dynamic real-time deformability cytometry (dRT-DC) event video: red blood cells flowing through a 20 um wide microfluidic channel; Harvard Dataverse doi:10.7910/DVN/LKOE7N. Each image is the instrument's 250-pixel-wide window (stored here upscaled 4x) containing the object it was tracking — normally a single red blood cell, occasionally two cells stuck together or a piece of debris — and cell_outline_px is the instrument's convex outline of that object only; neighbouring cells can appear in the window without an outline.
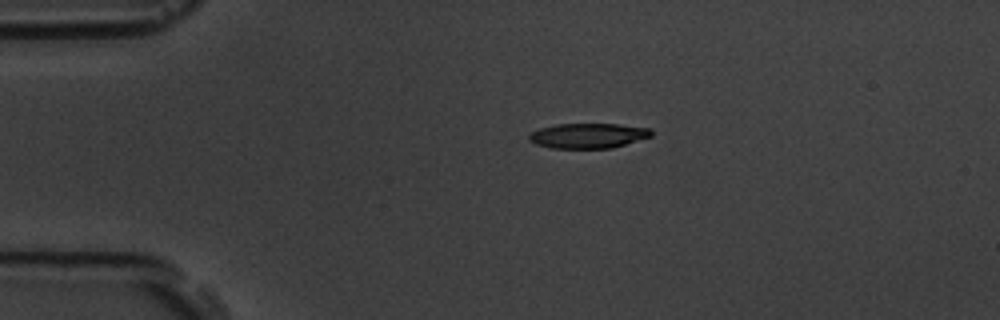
{"species": "common noctule bat (a hibernating species)", "species_latin": "Nyctalus noctula", "temperature_condition": "room temperature", "stored_images_in_passage": 43, "camera_frame_rate_fps": 3000, "um_per_image_px": 0.085, "animal": {"sex": "male", "body_mass_g": 19.5, "forearm_length_mm": 54.6}, "frame": {"image": 1, "passage_image": 1, "time_ms": 0.0, "image_size_px": [1000, 320], "cell_outline_px": [[652, 136], [612, 148], [552, 148], [536, 144], [528, 140], [528, 136], [532, 132], [540, 128], [556, 124], [620, 124], [652, 128]], "centroid_in_image_um": [50.01, 11.53], "position_along_channel_um": 35.0, "area_um2": 17.86}}
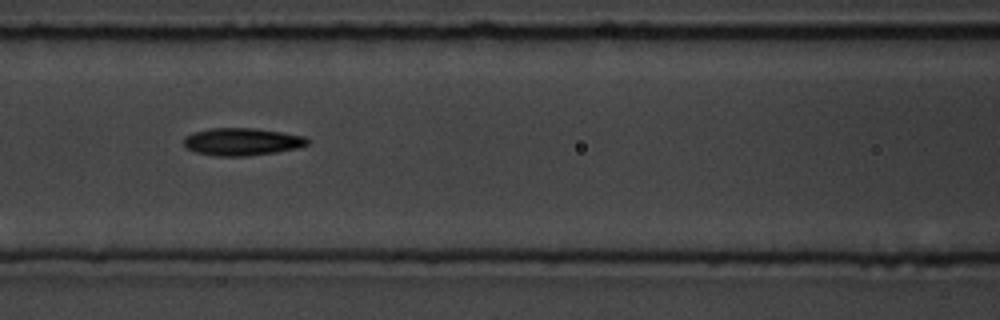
{"frame": {"image": 2, "passage_image": 13, "time_ms": 4.0, "image_size_px": [1000, 320], "cell_outline_px": [[308, 144], [300, 148], [276, 152], [248, 156], [216, 156], [196, 152], [184, 148], [184, 136], [192, 132], [208, 128], [256, 128], [304, 136], [308, 140]], "centroid_in_image_um": [20.53, 12.04], "position_along_channel_um": 146.1, "area_um2": 20.0}}
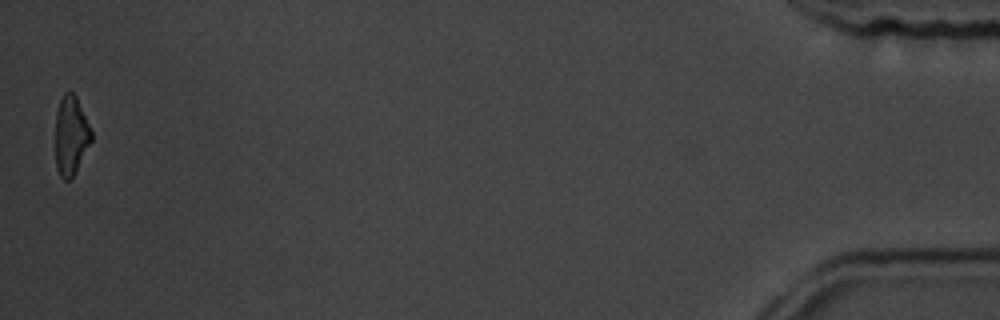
{"frame": {"image": 3, "passage_image": 43, "time_ms": 14.0, "image_size_px": [1000, 320], "cell_outline_px": [[92, 140], [72, 176], [68, 180], [64, 180], [60, 176], [56, 168], [56, 112], [60, 100], [64, 92], [72, 92], [76, 96], [92, 128]], "centroid_in_image_um": [6.03, 11.48], "position_along_channel_um": 429.2, "area_um2": 16.47}, "authors_computed_cell_mechanics": {"area_um2": 19.074, "velocity_mm_per_s": 3.7947, "shape_relaxation_time_tau1_ms": 3.6169, "shape_relaxation_time_tau2_ms": 4.125, "deformation_change_tau1": 0.1667, "deformation_change_tau2": 0.1306}}